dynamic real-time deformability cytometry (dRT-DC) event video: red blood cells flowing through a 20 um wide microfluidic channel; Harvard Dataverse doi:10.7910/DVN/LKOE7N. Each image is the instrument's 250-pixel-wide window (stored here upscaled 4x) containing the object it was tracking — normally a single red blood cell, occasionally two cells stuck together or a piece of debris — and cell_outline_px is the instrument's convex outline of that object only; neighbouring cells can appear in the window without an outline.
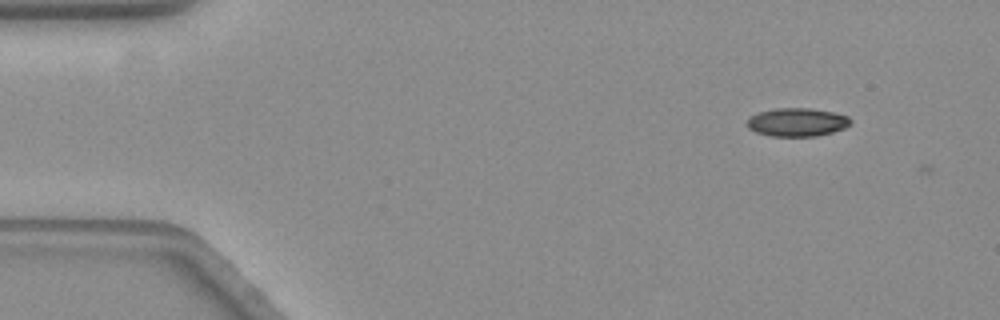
{"species": "common noctule bat (a hibernating species)", "species_latin": "Nyctalus noctula", "temperature_condition": "warm", "stored_images_in_passage": 3, "camera_frame_rate_fps": 3000, "um_per_image_px": 0.085, "animal": {"sex": "female", "body_mass_g": 19.3, "forearm_length_mm": 54.1}, "frame": {"image": 1, "passage_image": 2, "time_ms": 0.333, "image_size_px": [1000, 320], "cell_outline_px": [[852, 124], [844, 128], [832, 132], [816, 136], [772, 136], [756, 132], [748, 128], [748, 120], [756, 112], [776, 108], [812, 108], [832, 112], [848, 116], [852, 120]], "centroid_in_image_um": [67.77, 10.38], "position_along_channel_um": 17.2, "area_um2": 17.11}}